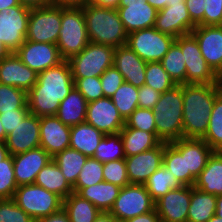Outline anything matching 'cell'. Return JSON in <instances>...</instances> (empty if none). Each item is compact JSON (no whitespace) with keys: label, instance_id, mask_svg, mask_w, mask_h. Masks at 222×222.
Segmentation results:
<instances>
[{"label":"cell","instance_id":"27","mask_svg":"<svg viewBox=\"0 0 222 222\" xmlns=\"http://www.w3.org/2000/svg\"><path fill=\"white\" fill-rule=\"evenodd\" d=\"M104 136L105 134L89 123L73 125L70 131V148L78 150L87 157H93Z\"/></svg>","mask_w":222,"mask_h":222},{"label":"cell","instance_id":"57","mask_svg":"<svg viewBox=\"0 0 222 222\" xmlns=\"http://www.w3.org/2000/svg\"><path fill=\"white\" fill-rule=\"evenodd\" d=\"M21 5L29 8L46 7L54 4V0H19Z\"/></svg>","mask_w":222,"mask_h":222},{"label":"cell","instance_id":"59","mask_svg":"<svg viewBox=\"0 0 222 222\" xmlns=\"http://www.w3.org/2000/svg\"><path fill=\"white\" fill-rule=\"evenodd\" d=\"M119 1L120 0H90V4L99 7L117 9L119 6Z\"/></svg>","mask_w":222,"mask_h":222},{"label":"cell","instance_id":"55","mask_svg":"<svg viewBox=\"0 0 222 222\" xmlns=\"http://www.w3.org/2000/svg\"><path fill=\"white\" fill-rule=\"evenodd\" d=\"M125 222H161V221H160L159 215L157 214L156 209H154L151 212H147L139 216L130 218L126 220Z\"/></svg>","mask_w":222,"mask_h":222},{"label":"cell","instance_id":"13","mask_svg":"<svg viewBox=\"0 0 222 222\" xmlns=\"http://www.w3.org/2000/svg\"><path fill=\"white\" fill-rule=\"evenodd\" d=\"M85 122L105 135L117 134L125 125V120L109 97H102L87 104Z\"/></svg>","mask_w":222,"mask_h":222},{"label":"cell","instance_id":"33","mask_svg":"<svg viewBox=\"0 0 222 222\" xmlns=\"http://www.w3.org/2000/svg\"><path fill=\"white\" fill-rule=\"evenodd\" d=\"M216 213V196L191 186L187 222H207Z\"/></svg>","mask_w":222,"mask_h":222},{"label":"cell","instance_id":"50","mask_svg":"<svg viewBox=\"0 0 222 222\" xmlns=\"http://www.w3.org/2000/svg\"><path fill=\"white\" fill-rule=\"evenodd\" d=\"M222 25V0H205L204 26Z\"/></svg>","mask_w":222,"mask_h":222},{"label":"cell","instance_id":"56","mask_svg":"<svg viewBox=\"0 0 222 222\" xmlns=\"http://www.w3.org/2000/svg\"><path fill=\"white\" fill-rule=\"evenodd\" d=\"M90 3V0H54V4L62 7L82 8Z\"/></svg>","mask_w":222,"mask_h":222},{"label":"cell","instance_id":"45","mask_svg":"<svg viewBox=\"0 0 222 222\" xmlns=\"http://www.w3.org/2000/svg\"><path fill=\"white\" fill-rule=\"evenodd\" d=\"M103 178L105 182L112 183L121 188L130 184L125 159L103 163Z\"/></svg>","mask_w":222,"mask_h":222},{"label":"cell","instance_id":"35","mask_svg":"<svg viewBox=\"0 0 222 222\" xmlns=\"http://www.w3.org/2000/svg\"><path fill=\"white\" fill-rule=\"evenodd\" d=\"M87 158V156L72 148H67L52 157L72 187L75 185Z\"/></svg>","mask_w":222,"mask_h":222},{"label":"cell","instance_id":"40","mask_svg":"<svg viewBox=\"0 0 222 222\" xmlns=\"http://www.w3.org/2000/svg\"><path fill=\"white\" fill-rule=\"evenodd\" d=\"M93 158L101 163L125 159L120 133L105 135L96 148Z\"/></svg>","mask_w":222,"mask_h":222},{"label":"cell","instance_id":"24","mask_svg":"<svg viewBox=\"0 0 222 222\" xmlns=\"http://www.w3.org/2000/svg\"><path fill=\"white\" fill-rule=\"evenodd\" d=\"M147 62L142 60L127 44L115 48L113 66L122 74L125 82L140 88L145 84Z\"/></svg>","mask_w":222,"mask_h":222},{"label":"cell","instance_id":"61","mask_svg":"<svg viewBox=\"0 0 222 222\" xmlns=\"http://www.w3.org/2000/svg\"><path fill=\"white\" fill-rule=\"evenodd\" d=\"M19 0H0V10L20 5Z\"/></svg>","mask_w":222,"mask_h":222},{"label":"cell","instance_id":"48","mask_svg":"<svg viewBox=\"0 0 222 222\" xmlns=\"http://www.w3.org/2000/svg\"><path fill=\"white\" fill-rule=\"evenodd\" d=\"M0 222H35L15 201L0 199Z\"/></svg>","mask_w":222,"mask_h":222},{"label":"cell","instance_id":"49","mask_svg":"<svg viewBox=\"0 0 222 222\" xmlns=\"http://www.w3.org/2000/svg\"><path fill=\"white\" fill-rule=\"evenodd\" d=\"M104 97H111L115 91L123 84L124 78L122 74L114 67L106 69L100 76Z\"/></svg>","mask_w":222,"mask_h":222},{"label":"cell","instance_id":"16","mask_svg":"<svg viewBox=\"0 0 222 222\" xmlns=\"http://www.w3.org/2000/svg\"><path fill=\"white\" fill-rule=\"evenodd\" d=\"M197 25L191 20L185 3L168 4L157 13L154 28L174 38L188 35Z\"/></svg>","mask_w":222,"mask_h":222},{"label":"cell","instance_id":"64","mask_svg":"<svg viewBox=\"0 0 222 222\" xmlns=\"http://www.w3.org/2000/svg\"><path fill=\"white\" fill-rule=\"evenodd\" d=\"M11 52L7 49V47L3 44L0 40V60L4 59L8 56Z\"/></svg>","mask_w":222,"mask_h":222},{"label":"cell","instance_id":"58","mask_svg":"<svg viewBox=\"0 0 222 222\" xmlns=\"http://www.w3.org/2000/svg\"><path fill=\"white\" fill-rule=\"evenodd\" d=\"M146 2L159 11L168 4L185 3V0H146Z\"/></svg>","mask_w":222,"mask_h":222},{"label":"cell","instance_id":"44","mask_svg":"<svg viewBox=\"0 0 222 222\" xmlns=\"http://www.w3.org/2000/svg\"><path fill=\"white\" fill-rule=\"evenodd\" d=\"M17 187L13 167V156L9 155L6 159L2 160L0 164V199L13 198Z\"/></svg>","mask_w":222,"mask_h":222},{"label":"cell","instance_id":"36","mask_svg":"<svg viewBox=\"0 0 222 222\" xmlns=\"http://www.w3.org/2000/svg\"><path fill=\"white\" fill-rule=\"evenodd\" d=\"M144 185L154 202L170 190L182 186L176 177L163 165L148 178Z\"/></svg>","mask_w":222,"mask_h":222},{"label":"cell","instance_id":"43","mask_svg":"<svg viewBox=\"0 0 222 222\" xmlns=\"http://www.w3.org/2000/svg\"><path fill=\"white\" fill-rule=\"evenodd\" d=\"M18 108H28L27 93L14 86L0 84V114Z\"/></svg>","mask_w":222,"mask_h":222},{"label":"cell","instance_id":"8","mask_svg":"<svg viewBox=\"0 0 222 222\" xmlns=\"http://www.w3.org/2000/svg\"><path fill=\"white\" fill-rule=\"evenodd\" d=\"M154 209L155 202L145 185L130 183L120 189L109 213L118 222H125L130 218L151 212Z\"/></svg>","mask_w":222,"mask_h":222},{"label":"cell","instance_id":"63","mask_svg":"<svg viewBox=\"0 0 222 222\" xmlns=\"http://www.w3.org/2000/svg\"><path fill=\"white\" fill-rule=\"evenodd\" d=\"M218 217L222 218V195L216 196V213Z\"/></svg>","mask_w":222,"mask_h":222},{"label":"cell","instance_id":"22","mask_svg":"<svg viewBox=\"0 0 222 222\" xmlns=\"http://www.w3.org/2000/svg\"><path fill=\"white\" fill-rule=\"evenodd\" d=\"M52 157L42 147L13 155V167L17 186L35 183L39 171Z\"/></svg>","mask_w":222,"mask_h":222},{"label":"cell","instance_id":"23","mask_svg":"<svg viewBox=\"0 0 222 222\" xmlns=\"http://www.w3.org/2000/svg\"><path fill=\"white\" fill-rule=\"evenodd\" d=\"M117 11L127 34L154 27L158 13L146 1L119 2Z\"/></svg>","mask_w":222,"mask_h":222},{"label":"cell","instance_id":"9","mask_svg":"<svg viewBox=\"0 0 222 222\" xmlns=\"http://www.w3.org/2000/svg\"><path fill=\"white\" fill-rule=\"evenodd\" d=\"M175 40L173 36L151 27L129 33L126 44L142 60L149 63L160 62Z\"/></svg>","mask_w":222,"mask_h":222},{"label":"cell","instance_id":"15","mask_svg":"<svg viewBox=\"0 0 222 222\" xmlns=\"http://www.w3.org/2000/svg\"><path fill=\"white\" fill-rule=\"evenodd\" d=\"M190 34L196 39L208 66L219 77L222 74V25H197Z\"/></svg>","mask_w":222,"mask_h":222},{"label":"cell","instance_id":"14","mask_svg":"<svg viewBox=\"0 0 222 222\" xmlns=\"http://www.w3.org/2000/svg\"><path fill=\"white\" fill-rule=\"evenodd\" d=\"M15 53L25 65L38 74L64 61L57 45L51 43L25 40Z\"/></svg>","mask_w":222,"mask_h":222},{"label":"cell","instance_id":"47","mask_svg":"<svg viewBox=\"0 0 222 222\" xmlns=\"http://www.w3.org/2000/svg\"><path fill=\"white\" fill-rule=\"evenodd\" d=\"M74 87L89 103L104 97L100 77L73 78Z\"/></svg>","mask_w":222,"mask_h":222},{"label":"cell","instance_id":"12","mask_svg":"<svg viewBox=\"0 0 222 222\" xmlns=\"http://www.w3.org/2000/svg\"><path fill=\"white\" fill-rule=\"evenodd\" d=\"M30 11L21 4L0 10V40L10 52H16L26 40Z\"/></svg>","mask_w":222,"mask_h":222},{"label":"cell","instance_id":"4","mask_svg":"<svg viewBox=\"0 0 222 222\" xmlns=\"http://www.w3.org/2000/svg\"><path fill=\"white\" fill-rule=\"evenodd\" d=\"M152 111L156 136L161 142L171 143L183 138V85L162 93Z\"/></svg>","mask_w":222,"mask_h":222},{"label":"cell","instance_id":"46","mask_svg":"<svg viewBox=\"0 0 222 222\" xmlns=\"http://www.w3.org/2000/svg\"><path fill=\"white\" fill-rule=\"evenodd\" d=\"M124 127L134 128L146 132H156L154 112L152 109L138 107L127 119H125Z\"/></svg>","mask_w":222,"mask_h":222},{"label":"cell","instance_id":"37","mask_svg":"<svg viewBox=\"0 0 222 222\" xmlns=\"http://www.w3.org/2000/svg\"><path fill=\"white\" fill-rule=\"evenodd\" d=\"M202 139L213 151L222 152V92L215 98L208 130Z\"/></svg>","mask_w":222,"mask_h":222},{"label":"cell","instance_id":"31","mask_svg":"<svg viewBox=\"0 0 222 222\" xmlns=\"http://www.w3.org/2000/svg\"><path fill=\"white\" fill-rule=\"evenodd\" d=\"M123 142L125 157L137 155L146 150L157 147L161 141L156 132H146L134 128L123 127L119 132Z\"/></svg>","mask_w":222,"mask_h":222},{"label":"cell","instance_id":"1","mask_svg":"<svg viewBox=\"0 0 222 222\" xmlns=\"http://www.w3.org/2000/svg\"><path fill=\"white\" fill-rule=\"evenodd\" d=\"M74 88L71 68L67 60L38 74L37 82L27 93V106L36 116L56 115L60 102Z\"/></svg>","mask_w":222,"mask_h":222},{"label":"cell","instance_id":"34","mask_svg":"<svg viewBox=\"0 0 222 222\" xmlns=\"http://www.w3.org/2000/svg\"><path fill=\"white\" fill-rule=\"evenodd\" d=\"M63 209L70 222H94L101 212L91 202L75 192L63 200Z\"/></svg>","mask_w":222,"mask_h":222},{"label":"cell","instance_id":"18","mask_svg":"<svg viewBox=\"0 0 222 222\" xmlns=\"http://www.w3.org/2000/svg\"><path fill=\"white\" fill-rule=\"evenodd\" d=\"M191 200V186L170 190L155 202L161 222H187Z\"/></svg>","mask_w":222,"mask_h":222},{"label":"cell","instance_id":"53","mask_svg":"<svg viewBox=\"0 0 222 222\" xmlns=\"http://www.w3.org/2000/svg\"><path fill=\"white\" fill-rule=\"evenodd\" d=\"M191 20L196 25L204 26L205 0H185Z\"/></svg>","mask_w":222,"mask_h":222},{"label":"cell","instance_id":"60","mask_svg":"<svg viewBox=\"0 0 222 222\" xmlns=\"http://www.w3.org/2000/svg\"><path fill=\"white\" fill-rule=\"evenodd\" d=\"M94 222H118L109 212H100Z\"/></svg>","mask_w":222,"mask_h":222},{"label":"cell","instance_id":"65","mask_svg":"<svg viewBox=\"0 0 222 222\" xmlns=\"http://www.w3.org/2000/svg\"><path fill=\"white\" fill-rule=\"evenodd\" d=\"M6 133H5V129L3 127V125L1 124V120H0V142H5L6 140Z\"/></svg>","mask_w":222,"mask_h":222},{"label":"cell","instance_id":"66","mask_svg":"<svg viewBox=\"0 0 222 222\" xmlns=\"http://www.w3.org/2000/svg\"><path fill=\"white\" fill-rule=\"evenodd\" d=\"M207 222H222V218L218 217L216 214L209 219Z\"/></svg>","mask_w":222,"mask_h":222},{"label":"cell","instance_id":"30","mask_svg":"<svg viewBox=\"0 0 222 222\" xmlns=\"http://www.w3.org/2000/svg\"><path fill=\"white\" fill-rule=\"evenodd\" d=\"M35 184L57 194L63 200L73 192V187L68 183L53 159L39 171Z\"/></svg>","mask_w":222,"mask_h":222},{"label":"cell","instance_id":"51","mask_svg":"<svg viewBox=\"0 0 222 222\" xmlns=\"http://www.w3.org/2000/svg\"><path fill=\"white\" fill-rule=\"evenodd\" d=\"M30 113L28 108H18L15 111L3 112L0 114L1 124L6 135L9 134L20 122Z\"/></svg>","mask_w":222,"mask_h":222},{"label":"cell","instance_id":"41","mask_svg":"<svg viewBox=\"0 0 222 222\" xmlns=\"http://www.w3.org/2000/svg\"><path fill=\"white\" fill-rule=\"evenodd\" d=\"M145 85L162 94L177 84L173 81L170 74L165 71L161 62H149L145 70Z\"/></svg>","mask_w":222,"mask_h":222},{"label":"cell","instance_id":"39","mask_svg":"<svg viewBox=\"0 0 222 222\" xmlns=\"http://www.w3.org/2000/svg\"><path fill=\"white\" fill-rule=\"evenodd\" d=\"M110 98L124 120L138 108V88L128 82L121 84Z\"/></svg>","mask_w":222,"mask_h":222},{"label":"cell","instance_id":"62","mask_svg":"<svg viewBox=\"0 0 222 222\" xmlns=\"http://www.w3.org/2000/svg\"><path fill=\"white\" fill-rule=\"evenodd\" d=\"M9 155L10 154H9V151L7 150L5 142H0V164H1V161L6 159Z\"/></svg>","mask_w":222,"mask_h":222},{"label":"cell","instance_id":"3","mask_svg":"<svg viewBox=\"0 0 222 222\" xmlns=\"http://www.w3.org/2000/svg\"><path fill=\"white\" fill-rule=\"evenodd\" d=\"M83 8L90 42L117 48L127 43V36L117 9L87 4Z\"/></svg>","mask_w":222,"mask_h":222},{"label":"cell","instance_id":"10","mask_svg":"<svg viewBox=\"0 0 222 222\" xmlns=\"http://www.w3.org/2000/svg\"><path fill=\"white\" fill-rule=\"evenodd\" d=\"M61 29V6L31 8L26 40L56 44Z\"/></svg>","mask_w":222,"mask_h":222},{"label":"cell","instance_id":"54","mask_svg":"<svg viewBox=\"0 0 222 222\" xmlns=\"http://www.w3.org/2000/svg\"><path fill=\"white\" fill-rule=\"evenodd\" d=\"M35 222H70L67 213L62 208L60 211L35 220Z\"/></svg>","mask_w":222,"mask_h":222},{"label":"cell","instance_id":"28","mask_svg":"<svg viewBox=\"0 0 222 222\" xmlns=\"http://www.w3.org/2000/svg\"><path fill=\"white\" fill-rule=\"evenodd\" d=\"M87 104L85 97L75 87L60 102L56 117L69 126L85 122Z\"/></svg>","mask_w":222,"mask_h":222},{"label":"cell","instance_id":"67","mask_svg":"<svg viewBox=\"0 0 222 222\" xmlns=\"http://www.w3.org/2000/svg\"><path fill=\"white\" fill-rule=\"evenodd\" d=\"M146 0H120L119 2H142Z\"/></svg>","mask_w":222,"mask_h":222},{"label":"cell","instance_id":"6","mask_svg":"<svg viewBox=\"0 0 222 222\" xmlns=\"http://www.w3.org/2000/svg\"><path fill=\"white\" fill-rule=\"evenodd\" d=\"M12 199L34 220L63 208V199L60 196L35 183L18 186Z\"/></svg>","mask_w":222,"mask_h":222},{"label":"cell","instance_id":"25","mask_svg":"<svg viewBox=\"0 0 222 222\" xmlns=\"http://www.w3.org/2000/svg\"><path fill=\"white\" fill-rule=\"evenodd\" d=\"M163 166L182 186H190V172H186V138L164 142Z\"/></svg>","mask_w":222,"mask_h":222},{"label":"cell","instance_id":"7","mask_svg":"<svg viewBox=\"0 0 222 222\" xmlns=\"http://www.w3.org/2000/svg\"><path fill=\"white\" fill-rule=\"evenodd\" d=\"M115 48L90 42L80 53L67 61L73 78L100 77L113 66Z\"/></svg>","mask_w":222,"mask_h":222},{"label":"cell","instance_id":"2","mask_svg":"<svg viewBox=\"0 0 222 222\" xmlns=\"http://www.w3.org/2000/svg\"><path fill=\"white\" fill-rule=\"evenodd\" d=\"M221 92L219 83L183 85V138L205 136L215 98Z\"/></svg>","mask_w":222,"mask_h":222},{"label":"cell","instance_id":"32","mask_svg":"<svg viewBox=\"0 0 222 222\" xmlns=\"http://www.w3.org/2000/svg\"><path fill=\"white\" fill-rule=\"evenodd\" d=\"M121 187L109 182H100L81 188L77 194L96 206L101 212H109L118 197Z\"/></svg>","mask_w":222,"mask_h":222},{"label":"cell","instance_id":"11","mask_svg":"<svg viewBox=\"0 0 222 222\" xmlns=\"http://www.w3.org/2000/svg\"><path fill=\"white\" fill-rule=\"evenodd\" d=\"M175 42L181 47L186 66L185 84H214L219 83V77L208 66L203 58L196 39L191 35L176 38Z\"/></svg>","mask_w":222,"mask_h":222},{"label":"cell","instance_id":"17","mask_svg":"<svg viewBox=\"0 0 222 222\" xmlns=\"http://www.w3.org/2000/svg\"><path fill=\"white\" fill-rule=\"evenodd\" d=\"M164 142L137 155L125 157L127 176L131 184L144 185L148 178L163 165Z\"/></svg>","mask_w":222,"mask_h":222},{"label":"cell","instance_id":"68","mask_svg":"<svg viewBox=\"0 0 222 222\" xmlns=\"http://www.w3.org/2000/svg\"><path fill=\"white\" fill-rule=\"evenodd\" d=\"M219 84H220L221 91H222V74L219 76Z\"/></svg>","mask_w":222,"mask_h":222},{"label":"cell","instance_id":"19","mask_svg":"<svg viewBox=\"0 0 222 222\" xmlns=\"http://www.w3.org/2000/svg\"><path fill=\"white\" fill-rule=\"evenodd\" d=\"M5 145L12 156L40 147V118L29 113L7 134Z\"/></svg>","mask_w":222,"mask_h":222},{"label":"cell","instance_id":"38","mask_svg":"<svg viewBox=\"0 0 222 222\" xmlns=\"http://www.w3.org/2000/svg\"><path fill=\"white\" fill-rule=\"evenodd\" d=\"M177 85H184L186 78V66L181 47L174 42L168 52L160 61Z\"/></svg>","mask_w":222,"mask_h":222},{"label":"cell","instance_id":"26","mask_svg":"<svg viewBox=\"0 0 222 222\" xmlns=\"http://www.w3.org/2000/svg\"><path fill=\"white\" fill-rule=\"evenodd\" d=\"M194 187L214 196L222 195V152H213L205 168L196 178Z\"/></svg>","mask_w":222,"mask_h":222},{"label":"cell","instance_id":"5","mask_svg":"<svg viewBox=\"0 0 222 222\" xmlns=\"http://www.w3.org/2000/svg\"><path fill=\"white\" fill-rule=\"evenodd\" d=\"M89 43L83 8L61 6V29L56 43L61 57L68 60Z\"/></svg>","mask_w":222,"mask_h":222},{"label":"cell","instance_id":"42","mask_svg":"<svg viewBox=\"0 0 222 222\" xmlns=\"http://www.w3.org/2000/svg\"><path fill=\"white\" fill-rule=\"evenodd\" d=\"M103 181V163L93 157H88L73 186V192L77 193L81 188L89 187Z\"/></svg>","mask_w":222,"mask_h":222},{"label":"cell","instance_id":"29","mask_svg":"<svg viewBox=\"0 0 222 222\" xmlns=\"http://www.w3.org/2000/svg\"><path fill=\"white\" fill-rule=\"evenodd\" d=\"M213 152L203 139L186 138V172H190V186H194Z\"/></svg>","mask_w":222,"mask_h":222},{"label":"cell","instance_id":"20","mask_svg":"<svg viewBox=\"0 0 222 222\" xmlns=\"http://www.w3.org/2000/svg\"><path fill=\"white\" fill-rule=\"evenodd\" d=\"M71 126L63 124L55 115L40 117V147L54 157L70 148Z\"/></svg>","mask_w":222,"mask_h":222},{"label":"cell","instance_id":"52","mask_svg":"<svg viewBox=\"0 0 222 222\" xmlns=\"http://www.w3.org/2000/svg\"><path fill=\"white\" fill-rule=\"evenodd\" d=\"M160 96V92L144 84L138 88V107L152 109L160 99Z\"/></svg>","mask_w":222,"mask_h":222},{"label":"cell","instance_id":"21","mask_svg":"<svg viewBox=\"0 0 222 222\" xmlns=\"http://www.w3.org/2000/svg\"><path fill=\"white\" fill-rule=\"evenodd\" d=\"M37 78L38 73L25 65L15 52L0 60V84L14 86L28 93Z\"/></svg>","mask_w":222,"mask_h":222}]
</instances>
